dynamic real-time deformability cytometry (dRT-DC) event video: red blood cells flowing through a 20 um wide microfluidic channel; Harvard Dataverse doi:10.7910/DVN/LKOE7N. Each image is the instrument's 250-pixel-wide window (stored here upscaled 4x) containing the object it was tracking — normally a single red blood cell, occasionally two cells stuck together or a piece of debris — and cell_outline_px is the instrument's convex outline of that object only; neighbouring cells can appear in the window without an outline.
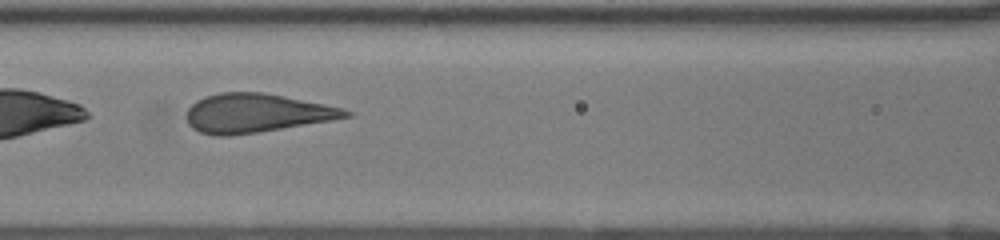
{"species": "human", "species_latin": "Homo sapiens", "temperature_condition": "room temperature", "stored_images_in_passage": 37, "camera_frame_rate_fps": 3000, "um_per_image_px": 0.085, "donor": {"sex": "female"}, "frame": {"image": 1, "passage_image": 13, "time_ms": 4.0, "image_size_px": [1000, 240], "cell_outline_px": [[356, 112], [352, 116], [332, 120], [260, 132], [228, 136], [216, 136], [200, 132], [192, 128], [188, 124], [188, 108], [196, 100], [204, 96], [220, 92], [260, 92], [284, 96], [344, 108]], "centroid_in_image_um": [21.81, 9.62], "position_along_channel_um": 144.8, "area_um2": 36.13}}
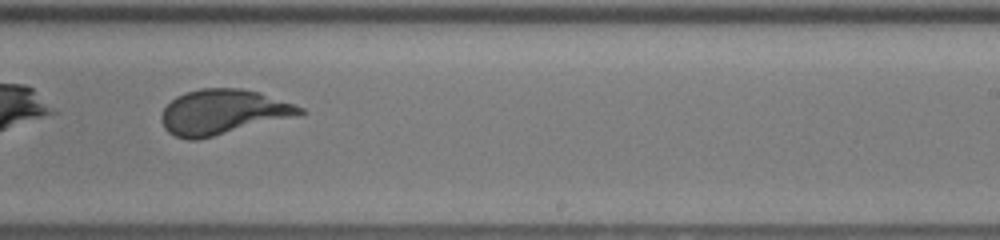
{"frame": {"image": 2, "passage_image": 22, "time_ms": 7.0, "image_size_px": [1000, 240], "cell_outline_px": [[308, 112], [304, 116], [200, 140], [188, 140], [176, 136], [168, 132], [164, 128], [160, 120], [160, 116], [164, 108], [176, 96], [200, 88], [240, 88], [260, 92], [304, 108]], "centroid_in_image_um": [19.03, 9.55], "position_along_channel_um": 270.0, "area_um2": 37.22}}
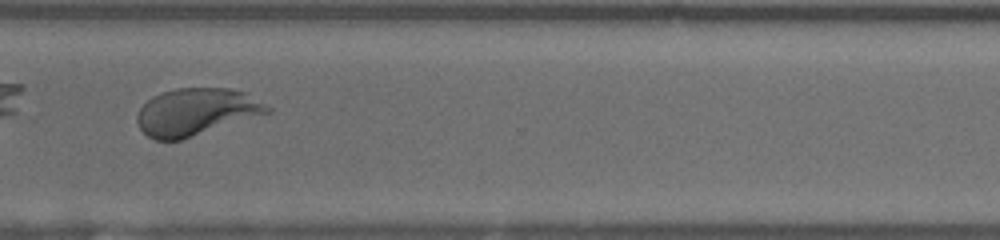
{"frame": {"image": 3, "passage_image": 28, "time_ms": 9.0, "image_size_px": [1000, 240], "cell_outline_px": [[272, 112], [180, 140], [156, 140], [148, 136], [140, 128], [136, 120], [136, 116], [140, 108], [152, 96], [160, 92], [176, 88], [228, 88], [244, 92], [272, 108]], "centroid_in_image_um": [16.66, 9.5], "position_along_channel_um": 353.9, "area_um2": 35.6}, "authors_computed_cell_mechanics": {"area_um2": 36.125, "velocity_mm_per_s": 4.1893, "shape_relaxation_time_tau1_ms": 4.1111, "shape_relaxation_time_tau2_ms": null, "deformation_change_tau1": 0.1944, "deformation_change_tau2": null}}